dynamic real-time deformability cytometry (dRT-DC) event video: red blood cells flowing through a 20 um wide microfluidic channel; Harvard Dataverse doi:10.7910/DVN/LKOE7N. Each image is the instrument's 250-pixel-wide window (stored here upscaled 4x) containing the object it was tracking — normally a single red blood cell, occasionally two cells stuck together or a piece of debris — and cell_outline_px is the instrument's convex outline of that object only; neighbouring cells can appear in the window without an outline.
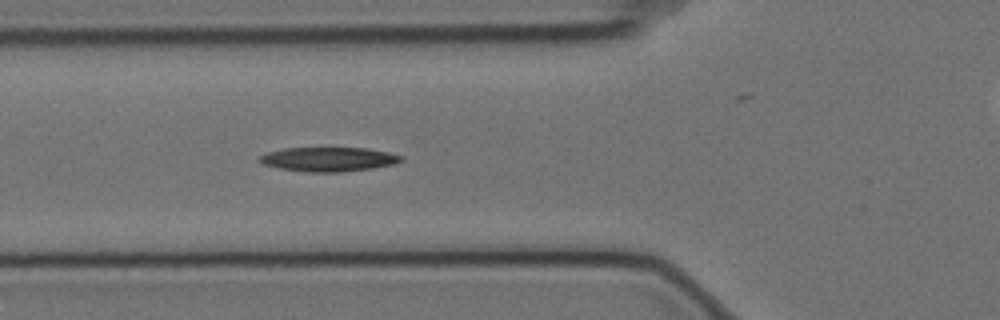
{"species": "Egyptian fruit bat (a non-hibernating species)", "species_latin": "Rousettus aegyptiacus", "temperature_condition": "cold", "stored_images_in_passage": 6, "segment_of_instrument_passage": [1, 2], "camera_frame_rate_fps": 3000, "um_per_image_px": 0.085, "animal": {"sex": "female"}, "frame": {"image": 1, "passage_image": 5, "time_ms": 1.333, "image_size_px": [1000, 320], "cell_outline_px": [[404, 160], [396, 164], [372, 168], [340, 172], [304, 172], [280, 168], [264, 164], [260, 160], [260, 156], [268, 152], [284, 148], [368, 148], [388, 152], [404, 156]], "centroid_in_image_um": [28.0, 13.54], "position_along_channel_um": 97.8, "area_um2": 20.0}}